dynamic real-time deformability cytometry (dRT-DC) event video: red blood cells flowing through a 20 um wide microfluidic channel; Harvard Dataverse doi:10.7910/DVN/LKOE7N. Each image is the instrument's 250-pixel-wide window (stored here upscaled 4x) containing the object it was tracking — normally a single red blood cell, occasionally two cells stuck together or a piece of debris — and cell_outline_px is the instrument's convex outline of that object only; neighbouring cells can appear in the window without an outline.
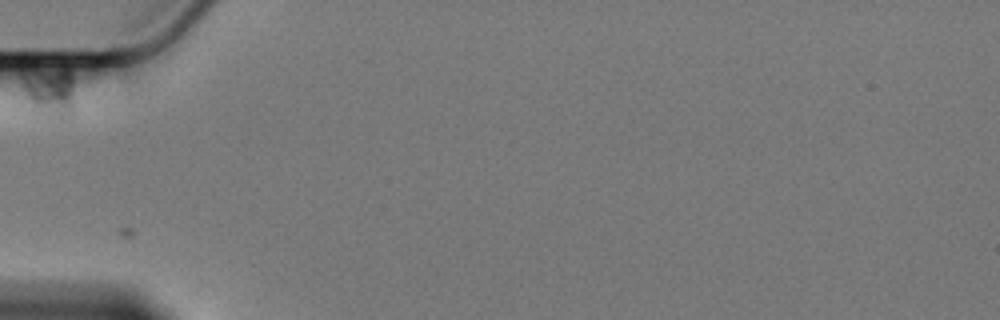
{"species": "Egyptian fruit bat (a non-hibernating species)", "species_latin": "Rousettus aegyptiacus", "temperature_condition": "cold", "stored_images_in_passage": 3, "camera_frame_rate_fps": 3000, "um_per_image_px": 0.085, "animal": {"sex": "female"}, "frame": {"image": 1, "passage_image": 1, "time_ms": 0.0, "image_size_px": [1000, 320], "cell_outline_px": [[72, 116], [64, 120], [60, 120], [48, 116], [32, 108], [24, 96], [20, 88], [20, 60], [68, 68], [72, 72]], "centroid_in_image_um": [4.04, 7.55], "position_along_channel_um": 81.0, "area_um2": 17.8}}